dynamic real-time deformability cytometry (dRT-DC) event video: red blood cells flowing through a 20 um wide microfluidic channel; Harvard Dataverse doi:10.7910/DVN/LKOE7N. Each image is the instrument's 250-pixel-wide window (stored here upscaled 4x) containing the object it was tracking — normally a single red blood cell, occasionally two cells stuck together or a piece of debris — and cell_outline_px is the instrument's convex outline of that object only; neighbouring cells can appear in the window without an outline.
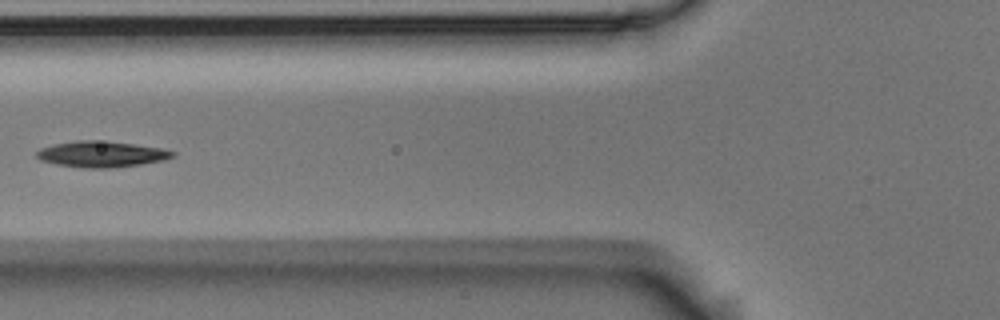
{"species": "Egyptian fruit bat (a non-hibernating species)", "species_latin": "Rousettus aegyptiacus", "temperature_condition": "room temperature", "stored_images_in_passage": 6, "camera_frame_rate_fps": 3000, "um_per_image_px": 0.085, "animal": {"sex": "male"}, "frame": {"image": 1, "passage_image": 6, "time_ms": 1.667, "image_size_px": [1000, 320], "cell_outline_px": [[176, 156], [164, 160], [140, 164], [112, 168], [84, 168], [56, 164], [40, 160], [36, 156], [36, 152], [40, 148], [56, 144], [80, 140], [92, 140], [132, 144], [160, 148], [176, 152]], "centroid_in_image_um": [8.62, 13.11], "position_along_channel_um": 117.2, "area_um2": 20.35}}